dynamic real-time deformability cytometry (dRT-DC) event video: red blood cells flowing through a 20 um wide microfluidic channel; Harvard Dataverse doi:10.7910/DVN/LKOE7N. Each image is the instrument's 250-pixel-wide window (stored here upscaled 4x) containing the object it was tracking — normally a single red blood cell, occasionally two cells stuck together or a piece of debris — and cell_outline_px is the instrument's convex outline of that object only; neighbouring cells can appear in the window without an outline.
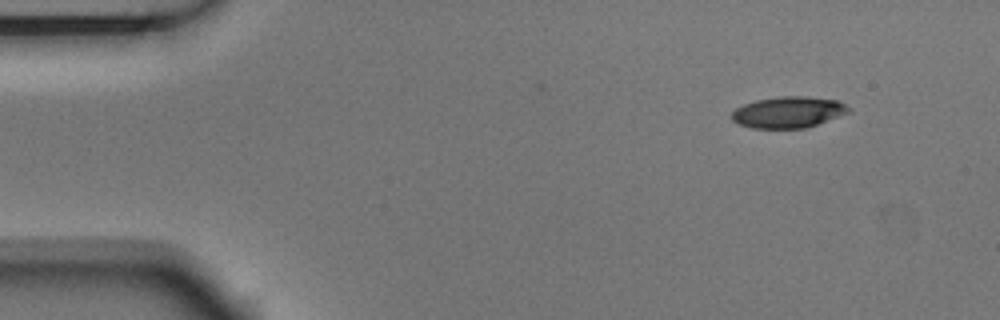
{"species": "Egyptian fruit bat (a non-hibernating species)", "species_latin": "Rousettus aegyptiacus", "temperature_condition": "room temperature", "stored_images_in_passage": 4, "camera_frame_rate_fps": 3000, "um_per_image_px": 0.085, "animal": {"sex": "male"}, "frame": {"image": 1, "passage_image": 1, "time_ms": 0.0, "image_size_px": [1000, 320], "cell_outline_px": [[852, 112], [808, 128], [752, 128], [740, 124], [732, 120], [732, 112], [736, 108], [744, 104], [756, 100], [780, 96], [808, 96], [836, 100], [852, 108]], "centroid_in_image_um": [67.06, 9.54], "position_along_channel_um": 17.9, "area_um2": 21.5}}
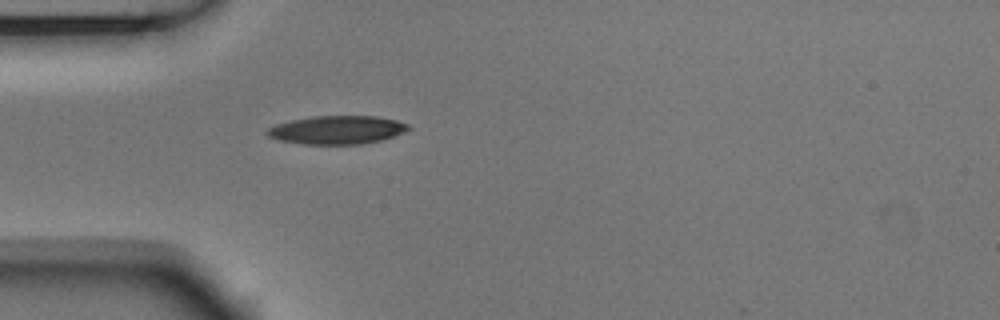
{"frame": {"image": 2, "passage_image": 4, "time_ms": 1.0, "image_size_px": [1000, 320], "cell_outline_px": [[412, 128], [404, 132], [384, 140], [364, 144], [304, 144], [280, 140], [268, 136], [264, 132], [268, 128], [276, 124], [292, 120], [312, 116], [376, 116], [396, 120], [408, 124]], "centroid_in_image_um": [28.67, 11.04], "position_along_channel_um": 56.3, "area_um2": 23.47}}